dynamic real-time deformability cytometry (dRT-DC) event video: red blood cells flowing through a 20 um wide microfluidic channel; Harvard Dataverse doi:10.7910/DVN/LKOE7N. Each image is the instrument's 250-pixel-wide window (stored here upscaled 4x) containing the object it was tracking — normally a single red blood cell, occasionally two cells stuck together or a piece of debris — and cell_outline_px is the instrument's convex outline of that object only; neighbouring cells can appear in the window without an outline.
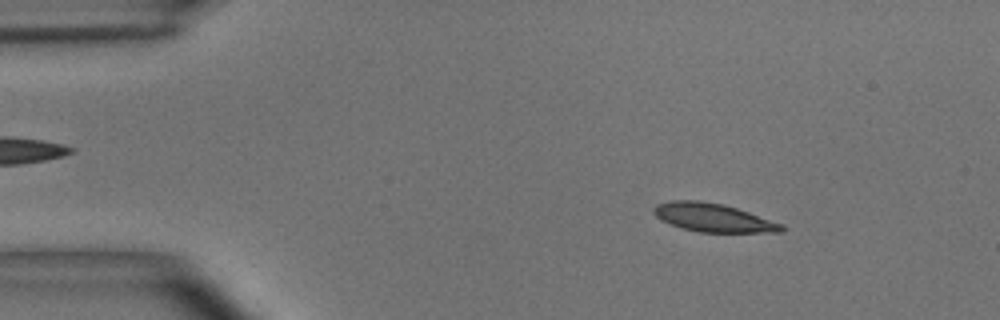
{"species": "common noctule bat (a hibernating species)", "species_latin": "Nyctalus noctula", "temperature_condition": "room temperature", "stored_images_in_passage": 54, "camera_frame_rate_fps": 3000, "um_per_image_px": 0.085, "animal": {"sex": "male", "body_mass_g": 15.6}, "frame": {"image": 1, "passage_image": 7, "time_ms": 2.0, "image_size_px": [1000, 320], "cell_outline_px": [[784, 232], [700, 232], [684, 228], [660, 220], [652, 212], [652, 208], [656, 204], [672, 200], [700, 200], [724, 204], [784, 224]], "centroid_in_image_um": [60.6, 18.49], "position_along_channel_um": 24.4, "area_um2": 21.15}}
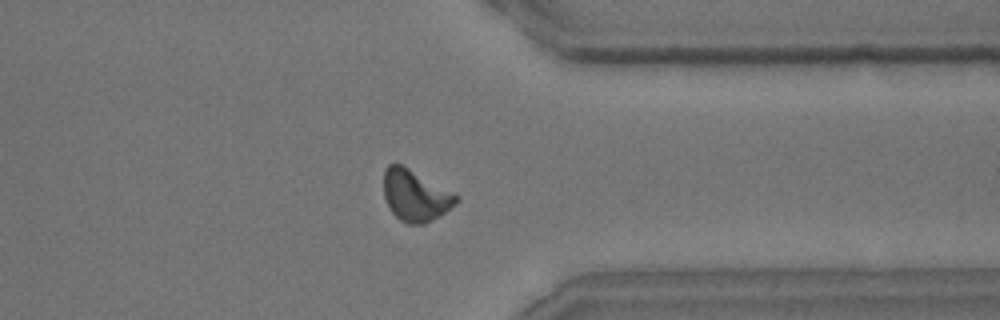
{"frame": {"image": 2, "passage_image": 42, "time_ms": 13.667, "image_size_px": [1000, 320], "cell_outline_px": [[460, 200], [456, 204], [440, 216], [424, 224], [408, 224], [400, 220], [388, 208], [384, 196], [384, 168], [388, 164], [400, 164], [408, 168], [460, 196]], "centroid_in_image_um": [35.3, 16.64], "position_along_channel_um": 376.1, "area_um2": 21.68}}
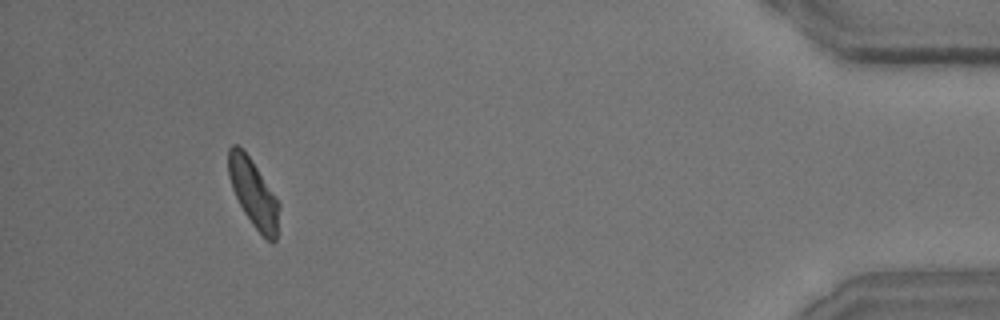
{"frame": {"image": 3, "passage_image": 50, "time_ms": 16.333, "image_size_px": [1000, 320], "cell_outline_px": [[280, 208], [276, 240], [272, 244], [252, 224], [244, 212], [232, 188], [228, 176], [228, 148], [232, 144], [236, 144], [244, 148], [252, 160], [280, 204]], "centroid_in_image_um": [21.53, 16.38], "position_along_channel_um": 413.7, "area_um2": 19.94}, "authors_computed_cell_mechanics": {"area_um2": 21.1548, "velocity_mm_per_s": 3.6305, "shape_relaxation_time_tau1_ms": 5.2491, "shape_relaxation_time_tau2_ms": 1.9762, "deformation_change_tau1": 0.1437, "deformation_change_tau2": 0.0849}}